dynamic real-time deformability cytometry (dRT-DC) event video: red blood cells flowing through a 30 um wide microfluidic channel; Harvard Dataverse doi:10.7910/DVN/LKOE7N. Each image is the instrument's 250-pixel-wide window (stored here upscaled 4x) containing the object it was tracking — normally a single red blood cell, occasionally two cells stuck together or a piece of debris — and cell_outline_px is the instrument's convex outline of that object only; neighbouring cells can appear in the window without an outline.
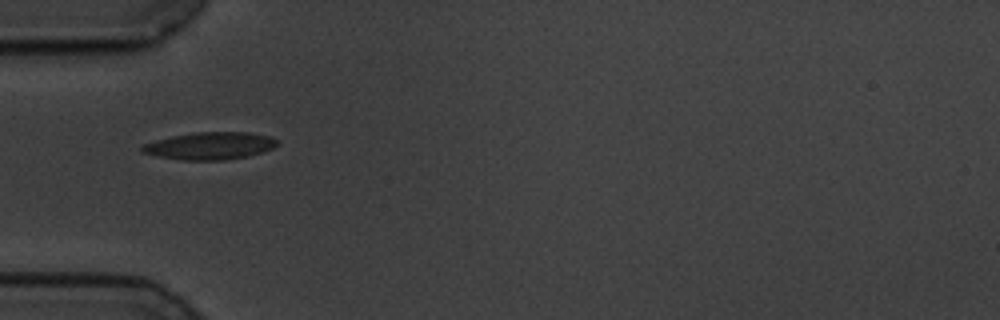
{"species": "common noctule bat (a hibernating species)", "species_latin": "Nyctalus noctula", "temperature_condition": "cold", "stored_images_in_passage": 24, "camera_frame_rate_fps": 3000, "um_per_image_px": 0.085, "animal": {"sex": "male", "body_mass_g": 19.5, "forearm_length_mm": 54.6}, "frame": {"image": 1, "passage_image": 1, "time_ms": 0.0, "image_size_px": [1000, 320], "cell_outline_px": [[280, 144], [276, 148], [248, 156], [224, 160], [184, 160], [160, 156], [140, 152], [140, 148], [144, 144], [156, 140], [172, 136], [196, 132], [248, 132], [272, 136], [280, 140]], "centroid_in_image_um": [17.94, 12.39], "position_along_channel_um": 67.1, "area_um2": 21.73}}
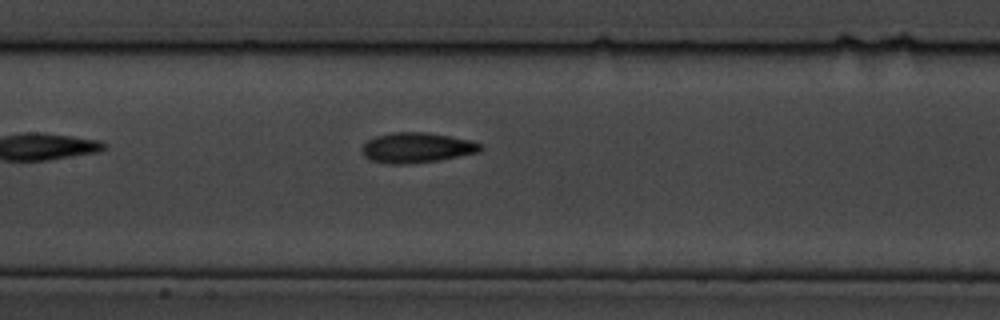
{"frame": {"image": 2, "passage_image": 10, "time_ms": 3.0, "image_size_px": [1000, 320], "cell_outline_px": [[484, 148], [480, 152], [440, 160], [404, 164], [392, 164], [372, 160], [364, 156], [360, 148], [368, 140], [376, 136], [392, 132], [428, 132], [472, 140], [484, 144]], "centroid_in_image_um": [35.48, 12.54], "position_along_channel_um": 171.9, "area_um2": 21.04}}
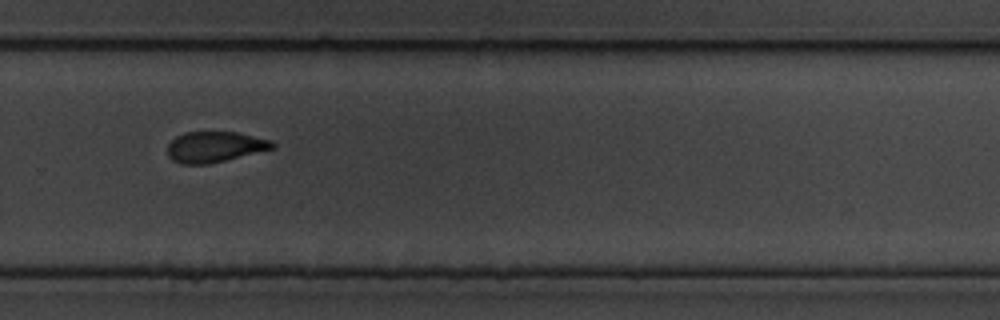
{"frame": {"image": 3, "passage_image": 22, "time_ms": 7.0, "image_size_px": [1000, 320], "cell_outline_px": [[276, 148], [208, 164], [180, 164], [172, 160], [168, 156], [168, 144], [176, 136], [184, 132], [236, 132], [272, 140], [276, 144]], "centroid_in_image_um": [18.26, 12.48], "position_along_channel_um": 311.5, "area_um2": 18.84}}